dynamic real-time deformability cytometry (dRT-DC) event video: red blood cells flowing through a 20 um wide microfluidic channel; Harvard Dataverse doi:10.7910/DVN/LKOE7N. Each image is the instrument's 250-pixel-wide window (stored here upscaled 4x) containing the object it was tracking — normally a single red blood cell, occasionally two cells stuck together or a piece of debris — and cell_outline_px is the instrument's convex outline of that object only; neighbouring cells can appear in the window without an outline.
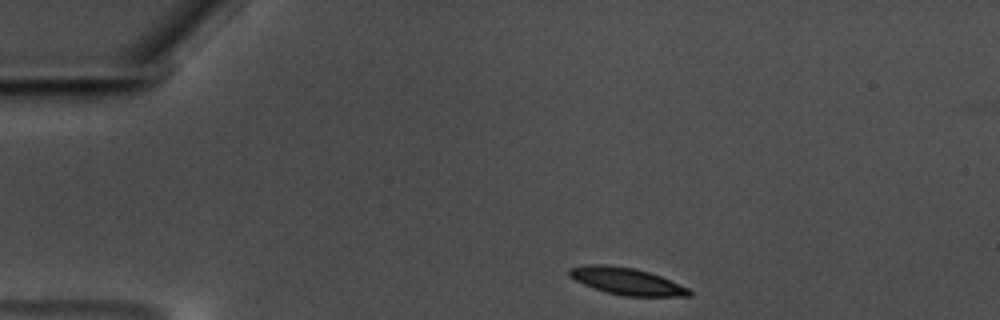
{"species": "common noctule bat (a hibernating species)", "species_latin": "Nyctalus noctula", "temperature_condition": "warm", "stored_images_in_passage": 41, "camera_frame_rate_fps": 3000, "um_per_image_px": 0.085, "animal": {"sex": "male", "body_mass_g": 17.5, "forearm_length_mm": 52.3}, "frame": {"image": 1, "passage_image": 1, "time_ms": 0.0, "image_size_px": [1000, 320], "cell_outline_px": [[692, 296], [624, 296], [608, 292], [584, 284], [568, 276], [568, 268], [584, 264], [604, 264], [632, 268], [648, 272], [660, 276], [688, 288], [692, 292]], "centroid_in_image_um": [53.24, 23.89], "position_along_channel_um": 31.8, "area_um2": 18.61}}
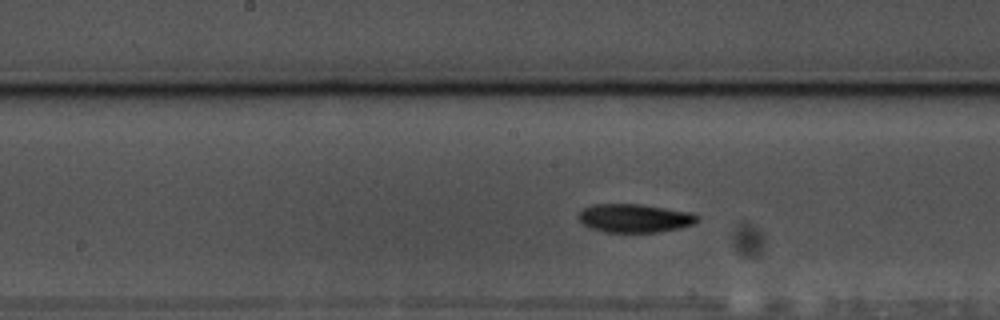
{"frame": {"image": 2, "passage_image": 20, "time_ms": 6.333, "image_size_px": [1000, 320], "cell_outline_px": [[700, 220], [692, 224], [680, 228], [660, 232], [604, 232], [592, 228], [584, 224], [580, 220], [580, 212], [584, 208], [592, 204], [640, 204], [692, 212], [700, 216]], "centroid_in_image_um": [54.0, 18.54], "position_along_channel_um": 194.2, "area_um2": 19.71}}
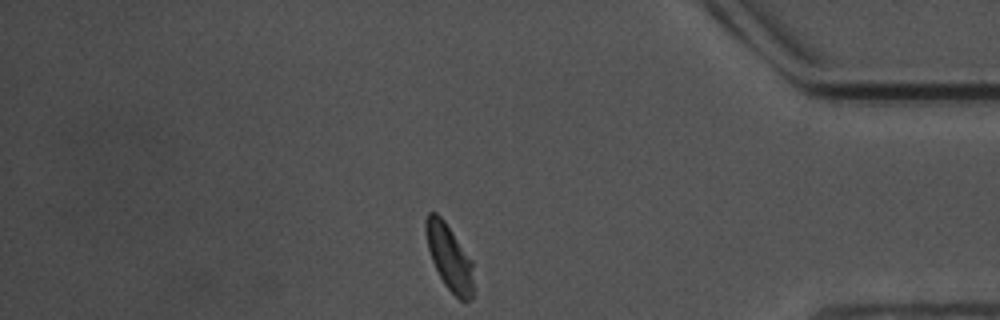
{"frame": {"image": 3, "passage_image": 40, "time_ms": 13.0, "image_size_px": [1000, 320], "cell_outline_px": [[472, 300], [460, 300], [444, 284], [432, 260], [428, 248], [424, 228], [424, 220], [428, 212], [436, 212], [444, 220], [472, 260]], "centroid_in_image_um": [38.16, 21.82], "position_along_channel_um": 397.0, "area_um2": 18.03}, "authors_computed_cell_mechanics": {"area_um2": 19.1318, "velocity_mm_per_s": 3.4779, "shape_relaxation_time_tau1_ms": 3.2481, "shape_relaxation_time_tau2_ms": 10.0361, "deformation_change_tau1": 0.1132, "deformation_change_tau2": 0.1473}}